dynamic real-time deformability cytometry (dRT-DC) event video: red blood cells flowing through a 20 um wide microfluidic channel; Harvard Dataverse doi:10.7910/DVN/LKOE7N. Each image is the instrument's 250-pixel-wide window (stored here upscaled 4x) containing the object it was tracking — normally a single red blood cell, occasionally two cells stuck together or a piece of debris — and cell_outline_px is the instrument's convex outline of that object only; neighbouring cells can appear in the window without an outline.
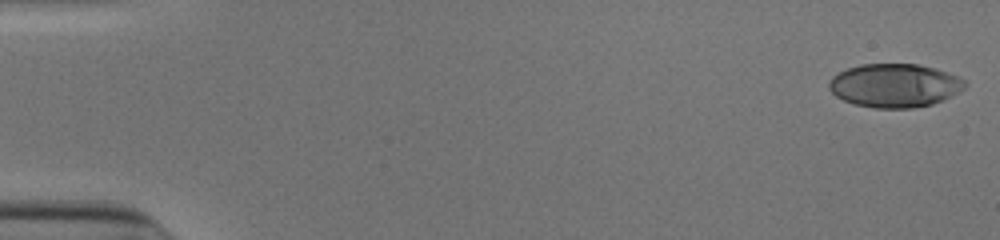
{"species": "human", "species_latin": "Homo sapiens", "temperature_condition": "cold", "stored_images_in_passage": 52, "camera_frame_rate_fps": 3000, "um_per_image_px": 0.085, "donor": {"sex": "male"}, "frame": {"image": 1, "passage_image": 1, "time_ms": 0.0, "image_size_px": [1000, 240], "cell_outline_px": [[968, 84], [960, 92], [944, 100], [932, 104], [912, 108], [876, 108], [856, 104], [844, 100], [836, 96], [828, 88], [828, 80], [832, 76], [848, 68], [860, 64], [920, 64], [936, 68], [956, 76], [964, 80]], "centroid_in_image_um": [76.06, 7.26], "position_along_channel_um": 8.9, "area_um2": 34.62}}
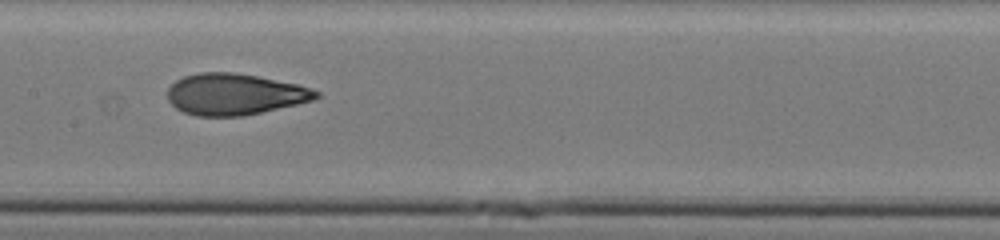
{"frame": {"image": 2, "passage_image": 27, "time_ms": 8.667, "image_size_px": [1000, 240], "cell_outline_px": [[320, 96], [316, 100], [244, 116], [196, 116], [184, 112], [176, 108], [168, 100], [168, 88], [176, 80], [184, 76], [200, 72], [236, 72], [296, 84], [312, 88], [320, 92]], "centroid_in_image_um": [19.97, 8.01], "position_along_channel_um": 187.4, "area_um2": 35.89}}
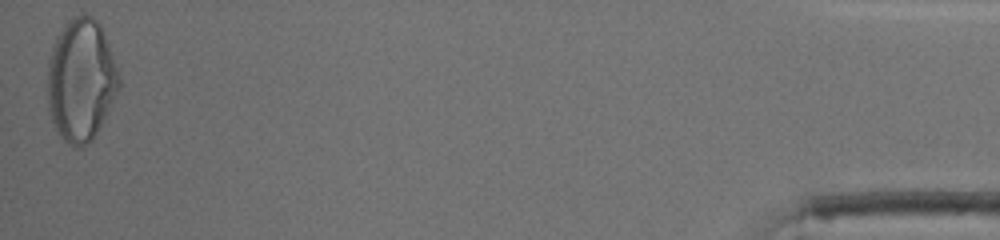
{"frame": {"image": 3, "passage_image": 52, "time_ms": 17.0, "image_size_px": [1000, 240], "cell_outline_px": [[120, 88], [92, 140], [80, 148], [76, 148], [64, 140], [60, 136], [48, 112], [48, 60], [56, 36], [64, 24], [72, 16], [84, 12], [92, 16], [100, 24], [104, 32], [120, 76]], "centroid_in_image_um": [6.88, 6.77], "position_along_channel_um": 428.3, "area_um2": 51.15}, "authors_computed_cell_mechanics": {"area_um2": 35.4603, "velocity_mm_per_s": 3.9321, "shape_relaxation_time_tau1_ms": 5.6945, "shape_relaxation_time_tau2_ms": 1.0786, "deformation_change_tau1": 0.2219, "deformation_change_tau2": 0.0749}}